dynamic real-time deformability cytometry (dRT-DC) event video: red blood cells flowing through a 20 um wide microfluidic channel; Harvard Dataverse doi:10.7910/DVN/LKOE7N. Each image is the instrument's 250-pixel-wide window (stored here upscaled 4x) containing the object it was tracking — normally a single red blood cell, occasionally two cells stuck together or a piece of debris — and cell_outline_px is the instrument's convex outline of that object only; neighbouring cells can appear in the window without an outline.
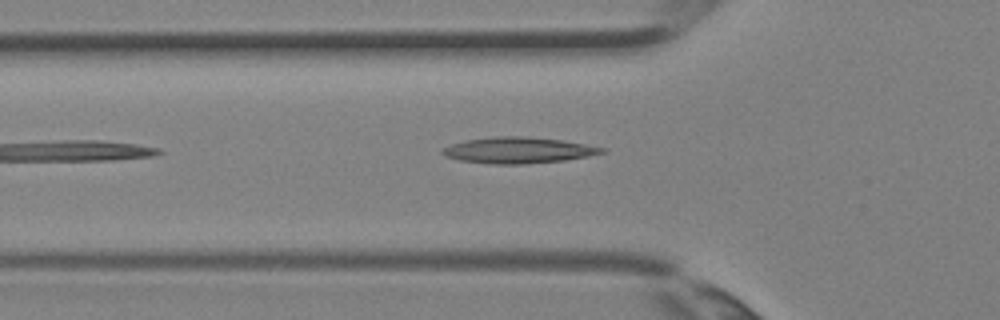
{"species": "Egyptian fruit bat (a non-hibernating species)", "species_latin": "Rousettus aegyptiacus", "temperature_condition": "room temperature", "stored_images_in_passage": 2, "camera_frame_rate_fps": 3000, "um_per_image_px": 0.085, "animal": {"sex": "female"}, "frame": {"image": 1, "passage_image": 2, "time_ms": 0.333, "image_size_px": [1000, 320], "cell_outline_px": [[608, 152], [588, 156], [564, 160], [524, 164], [496, 164], [460, 160], [444, 156], [440, 152], [444, 148], [452, 144], [464, 140], [496, 136], [528, 136], [564, 140], [604, 148]], "centroid_in_image_um": [44.06, 12.76], "position_along_channel_um": 81.7, "area_um2": 24.22}}